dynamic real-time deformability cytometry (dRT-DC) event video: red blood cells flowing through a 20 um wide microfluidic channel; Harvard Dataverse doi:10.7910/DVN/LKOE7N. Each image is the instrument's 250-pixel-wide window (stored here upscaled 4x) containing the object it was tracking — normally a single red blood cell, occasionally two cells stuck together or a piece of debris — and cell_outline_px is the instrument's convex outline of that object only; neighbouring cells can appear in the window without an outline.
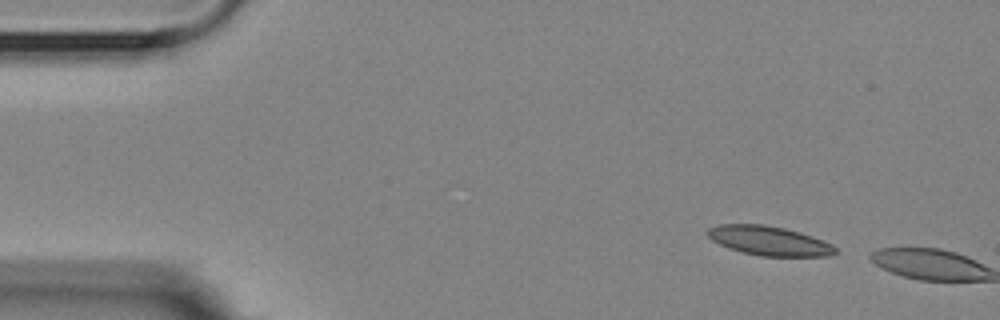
{"species": "Egyptian fruit bat (a non-hibernating species)", "species_latin": "Rousettus aegyptiacus", "temperature_condition": "room temperature", "stored_images_in_passage": 2, "camera_frame_rate_fps": 3000, "um_per_image_px": 0.085, "animal": {"sex": "female"}, "frame": {"image": 1, "passage_image": 1, "time_ms": 0.0, "image_size_px": [1000, 320], "cell_outline_px": [[836, 252], [828, 256], [760, 256], [728, 248], [712, 240], [708, 236], [708, 228], [720, 224], [764, 224], [784, 228], [800, 232], [824, 240], [832, 244], [836, 248]], "centroid_in_image_um": [65.38, 20.46], "position_along_channel_um": 19.6, "area_um2": 21.73}}